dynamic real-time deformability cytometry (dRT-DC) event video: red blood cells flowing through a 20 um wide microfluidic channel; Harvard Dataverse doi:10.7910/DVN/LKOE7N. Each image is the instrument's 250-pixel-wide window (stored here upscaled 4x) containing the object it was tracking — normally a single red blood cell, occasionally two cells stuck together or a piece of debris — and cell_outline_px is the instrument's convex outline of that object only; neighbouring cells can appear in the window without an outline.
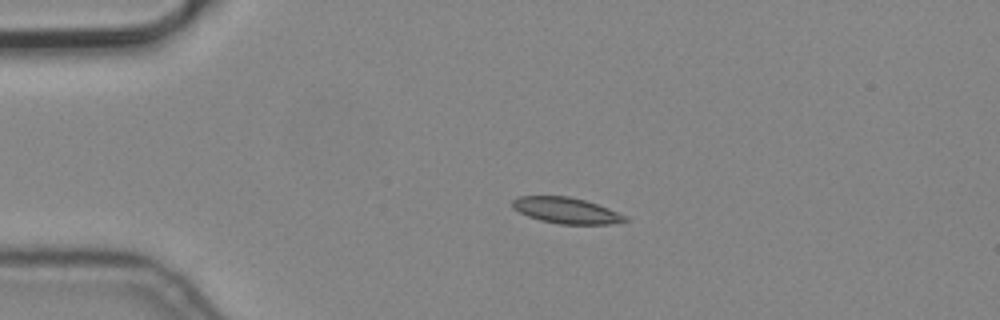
{"species": "common noctule bat (a hibernating species)", "species_latin": "Nyctalus noctula", "temperature_condition": "cold", "stored_images_in_passage": 2, "camera_frame_rate_fps": 3000, "um_per_image_px": 0.085, "animal": {"sex": "male", "body_mass_g": 19.2, "forearm_length_mm": 51.8}, "frame": {"image": 1, "passage_image": 1, "time_ms": 0.0, "image_size_px": [1000, 320], "cell_outline_px": [[628, 220], [608, 224], [560, 224], [540, 220], [528, 216], [512, 208], [512, 200], [520, 196], [568, 196], [584, 200], [608, 208], [624, 216]], "centroid_in_image_um": [48.07, 17.88], "position_along_channel_um": 36.9, "area_um2": 16.76}}